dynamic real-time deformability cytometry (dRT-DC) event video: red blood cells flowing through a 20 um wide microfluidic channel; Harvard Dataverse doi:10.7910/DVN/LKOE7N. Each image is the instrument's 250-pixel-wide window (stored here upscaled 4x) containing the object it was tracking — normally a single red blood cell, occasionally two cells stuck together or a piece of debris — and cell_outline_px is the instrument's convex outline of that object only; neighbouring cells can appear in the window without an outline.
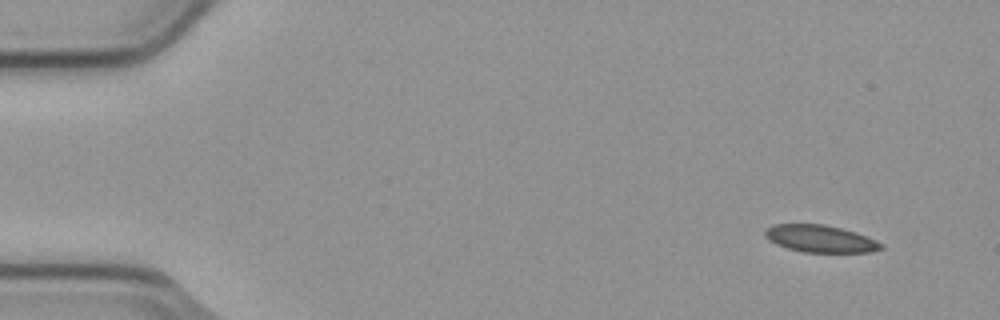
{"species": "common noctule bat (a hibernating species)", "species_latin": "Nyctalus noctula", "temperature_condition": "cold", "stored_images_in_passage": 8, "camera_frame_rate_fps": 3000, "um_per_image_px": 0.085, "animal": {"sex": "male", "body_mass_g": 23.1, "forearm_length_mm": 52.7}, "frame": {"image": 1, "passage_image": 1, "time_ms": 0.0, "image_size_px": [1000, 320], "cell_outline_px": [[884, 248], [868, 252], [804, 252], [788, 248], [776, 244], [768, 240], [764, 236], [764, 232], [772, 224], [824, 224], [856, 232], [884, 244]], "centroid_in_image_um": [69.71, 20.29], "position_along_channel_um": 15.3, "area_um2": 18.32}}
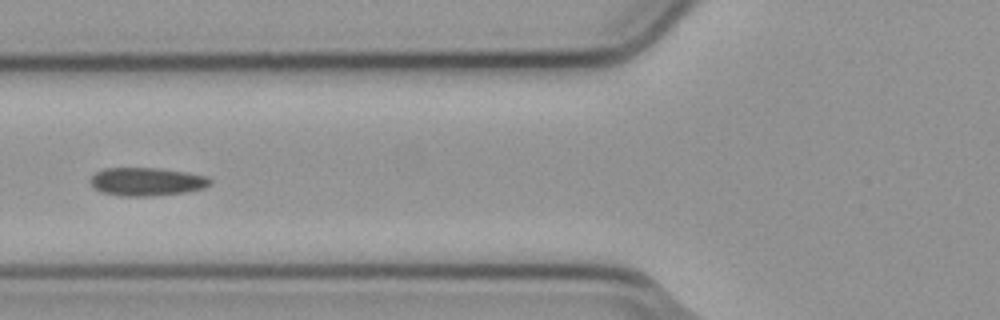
{"frame": {"image": 2, "passage_image": 5, "time_ms": 1.333, "image_size_px": [1000, 320], "cell_outline_px": [[212, 184], [204, 188], [184, 192], [152, 196], [120, 196], [100, 192], [88, 180], [96, 172], [104, 168], [160, 168], [188, 172], [208, 176], [212, 180]], "centroid_in_image_um": [12.49, 15.43], "position_along_channel_um": 113.3, "area_um2": 19.88}}
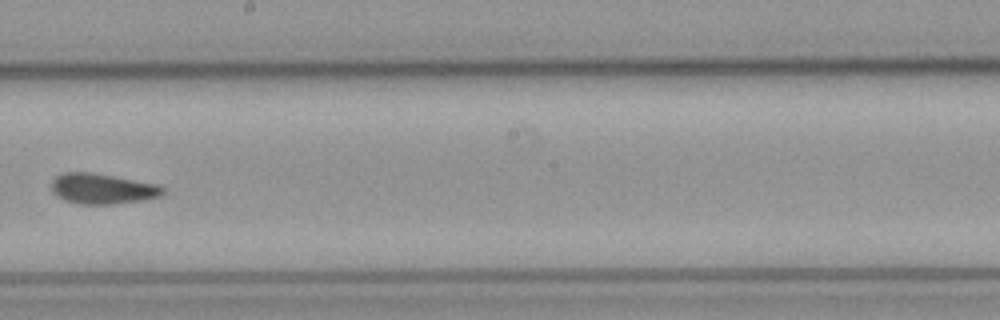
{"frame": {"image": 3, "passage_image": 8, "time_ms": 2.333, "image_size_px": [1000, 320], "cell_outline_px": [[164, 192], [160, 196], [144, 200], [116, 204], [80, 204], [64, 200], [56, 196], [52, 192], [52, 180], [56, 176], [64, 172], [92, 172], [156, 184], [164, 188]], "centroid_in_image_um": [8.68, 16.05], "position_along_channel_um": 239.5, "area_um2": 19.77}}